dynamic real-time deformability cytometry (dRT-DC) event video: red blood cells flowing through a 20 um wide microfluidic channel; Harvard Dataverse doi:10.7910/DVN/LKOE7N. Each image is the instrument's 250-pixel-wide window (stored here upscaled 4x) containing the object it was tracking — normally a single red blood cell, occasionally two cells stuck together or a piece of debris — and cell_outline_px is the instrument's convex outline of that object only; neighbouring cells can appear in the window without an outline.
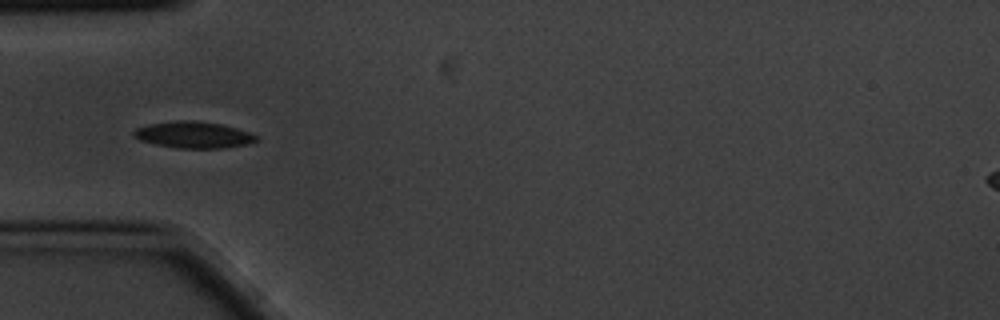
{"species": "common noctule bat (a hibernating species)", "species_latin": "Nyctalus noctula", "temperature_condition": "cold", "stored_images_in_passage": 9, "camera_frame_rate_fps": 3000, "um_per_image_px": 0.085, "animal": {"sex": "male", "body_mass_g": 20.1, "forearm_length_mm": 53.5}, "frame": {"image": 1, "passage_image": 4, "time_ms": 1.0, "image_size_px": [1000, 320], "cell_outline_px": [[256, 140], [248, 144], [224, 148], [176, 148], [156, 144], [140, 140], [132, 136], [132, 132], [136, 128], [148, 124], [176, 120], [192, 120], [220, 124], [236, 128], [248, 132], [256, 136]], "centroid_in_image_um": [16.39, 11.46], "position_along_channel_um": 68.6, "area_um2": 18.84}}